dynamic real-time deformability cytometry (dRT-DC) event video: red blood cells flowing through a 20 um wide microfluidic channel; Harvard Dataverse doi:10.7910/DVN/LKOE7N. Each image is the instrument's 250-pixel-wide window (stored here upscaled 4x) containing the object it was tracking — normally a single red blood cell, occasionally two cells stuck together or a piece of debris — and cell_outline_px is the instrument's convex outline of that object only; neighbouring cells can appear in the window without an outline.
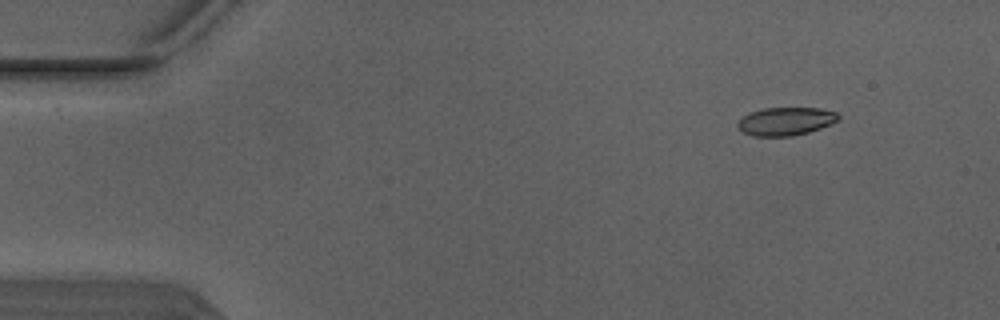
{"species": "Egyptian fruit bat (a non-hibernating species)", "species_latin": "Rousettus aegyptiacus", "temperature_condition": "warm", "stored_images_in_passage": 4, "camera_frame_rate_fps": 3000, "um_per_image_px": 0.085, "animal": {"sex": "male"}, "frame": {"image": 1, "passage_image": 1, "time_ms": 0.0, "image_size_px": [1000, 320], "cell_outline_px": [[840, 120], [832, 124], [808, 132], [792, 136], [752, 136], [744, 132], [736, 124], [744, 116], [752, 112], [764, 108], [820, 108], [836, 112], [840, 116]], "centroid_in_image_um": [66.84, 10.31], "position_along_channel_um": 18.2, "area_um2": 16.42}}